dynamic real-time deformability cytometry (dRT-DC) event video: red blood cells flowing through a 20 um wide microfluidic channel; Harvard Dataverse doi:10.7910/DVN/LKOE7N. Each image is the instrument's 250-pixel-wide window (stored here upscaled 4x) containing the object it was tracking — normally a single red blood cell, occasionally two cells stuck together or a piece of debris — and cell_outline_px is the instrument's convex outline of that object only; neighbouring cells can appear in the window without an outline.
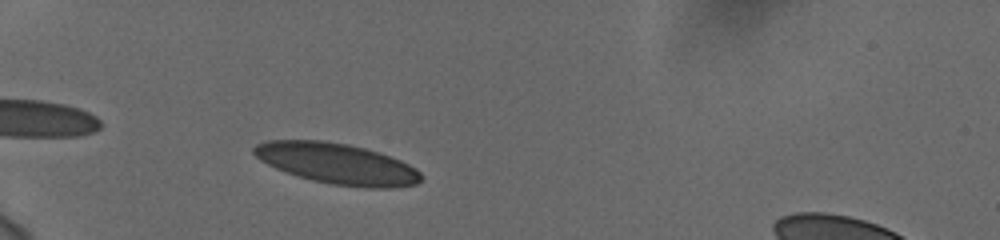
{"species": "human", "species_latin": "Homo sapiens", "temperature_condition": "cold", "stored_images_in_passage": 41, "camera_frame_rate_fps": 3000, "um_per_image_px": 0.085, "donor": {"sex": "female"}, "frame": {"image": 1, "passage_image": 3, "time_ms": 0.667, "image_size_px": [1000, 240], "cell_outline_px": [[420, 180], [416, 184], [392, 188], [364, 188], [332, 184], [312, 180], [296, 176], [276, 168], [260, 160], [252, 152], [252, 148], [256, 144], [268, 140], [324, 140], [348, 144], [380, 152], [400, 160], [416, 168], [420, 172]], "centroid_in_image_um": [28.63, 13.9], "position_along_channel_um": 56.4, "area_um2": 39.82}}
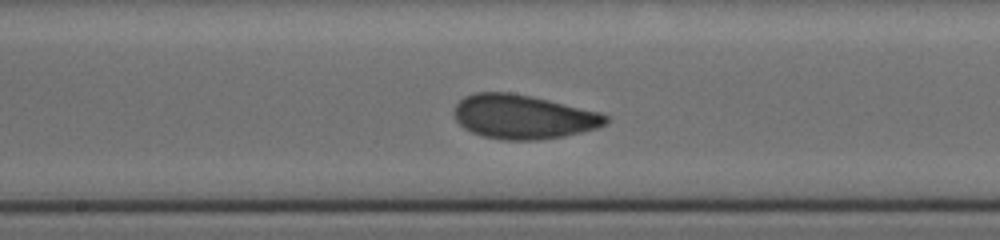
{"frame": {"image": 2, "passage_image": 17, "time_ms": 5.333, "image_size_px": [1000, 240], "cell_outline_px": [[608, 120], [604, 124], [596, 128], [564, 136], [540, 140], [504, 140], [484, 136], [472, 132], [464, 128], [456, 120], [452, 112], [456, 104], [464, 96], [476, 92], [512, 92], [548, 100], [600, 112], [608, 116]], "centroid_in_image_um": [44.43, 9.92], "position_along_channel_um": 203.8, "area_um2": 38.9}}
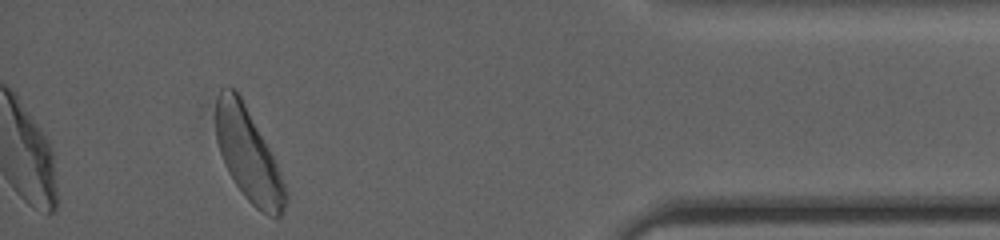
{"frame": {"image": 3, "passage_image": 37, "time_ms": 12.0, "image_size_px": [1000, 240], "cell_outline_px": [[288, 200], [280, 216], [272, 216], [256, 208], [244, 196], [228, 172], [224, 164], [216, 140], [216, 100], [220, 88], [224, 84], [228, 84], [236, 88], [240, 92], [280, 172], [288, 192]], "centroid_in_image_um": [21.08, 13.08], "position_along_channel_um": 414.1, "area_um2": 37.57}, "authors_computed_cell_mechanics": {"area_um2": 38.0324, "velocity_mm_per_s": 3.7148, "shape_relaxation_time_tau1_ms": 2.7716, "shape_relaxation_time_tau2_ms": 1.4772, "deformation_change_tau1": 0.1143, "deformation_change_tau2": 0.0781}}